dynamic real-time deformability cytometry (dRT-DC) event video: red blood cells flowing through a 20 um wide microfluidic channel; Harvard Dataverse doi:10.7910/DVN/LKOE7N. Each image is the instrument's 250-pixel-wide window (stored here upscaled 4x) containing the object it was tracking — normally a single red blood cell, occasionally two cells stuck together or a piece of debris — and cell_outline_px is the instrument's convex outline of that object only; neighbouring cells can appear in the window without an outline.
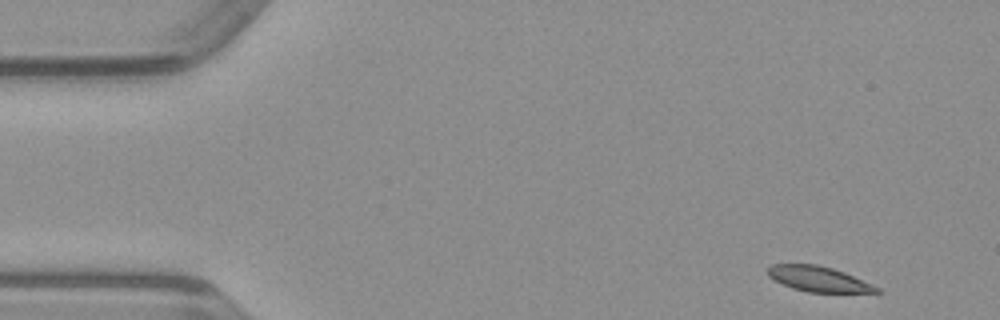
{"species": "common noctule bat (a hibernating species)", "species_latin": "Nyctalus noctula", "temperature_condition": "warm", "stored_images_in_passage": 47, "camera_frame_rate_fps": 3000, "um_per_image_px": 0.085, "animal": {"sex": "male", "body_mass_g": 23.1, "forearm_length_mm": 52.7}, "frame": {"image": 1, "passage_image": 1, "time_ms": 0.0, "image_size_px": [1000, 320], "cell_outline_px": [[884, 292], [808, 292], [792, 288], [768, 276], [768, 268], [772, 264], [816, 264], [832, 268], [844, 272], [872, 284], [880, 288]], "centroid_in_image_um": [69.59, 23.71], "position_along_channel_um": 15.4, "area_um2": 15.84}}
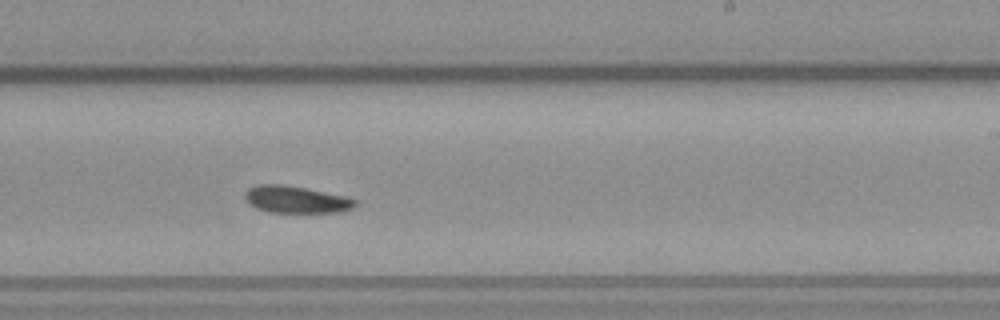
{"frame": {"image": 2, "passage_image": 27, "time_ms": 8.667, "image_size_px": [1000, 320], "cell_outline_px": [[356, 204], [352, 208], [340, 212], [268, 212], [256, 208], [248, 204], [244, 196], [244, 192], [248, 188], [256, 184], [284, 184], [344, 196], [356, 200]], "centroid_in_image_um": [25.09, 16.95], "position_along_channel_um": 263.9, "area_um2": 17.34}}
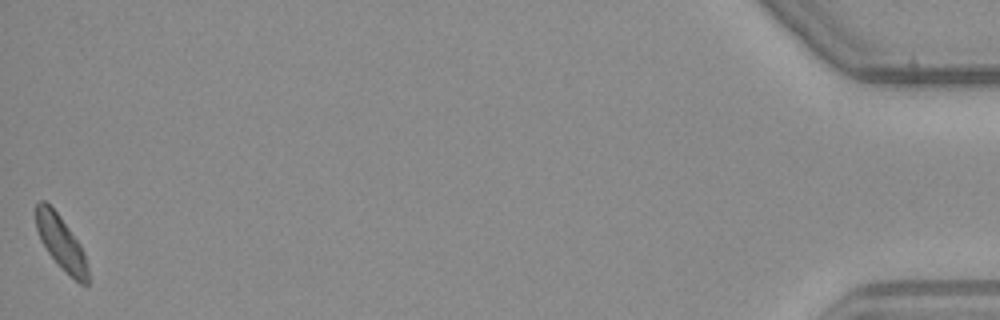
{"frame": {"image": 3, "passage_image": 47, "time_ms": 15.333, "image_size_px": [1000, 320], "cell_outline_px": [[88, 284], [80, 284], [48, 252], [40, 240], [36, 228], [36, 200], [44, 200], [60, 216], [80, 244], [84, 252], [88, 268]], "centroid_in_image_um": [5.18, 20.58], "position_along_channel_um": 430.0, "area_um2": 15.84}}